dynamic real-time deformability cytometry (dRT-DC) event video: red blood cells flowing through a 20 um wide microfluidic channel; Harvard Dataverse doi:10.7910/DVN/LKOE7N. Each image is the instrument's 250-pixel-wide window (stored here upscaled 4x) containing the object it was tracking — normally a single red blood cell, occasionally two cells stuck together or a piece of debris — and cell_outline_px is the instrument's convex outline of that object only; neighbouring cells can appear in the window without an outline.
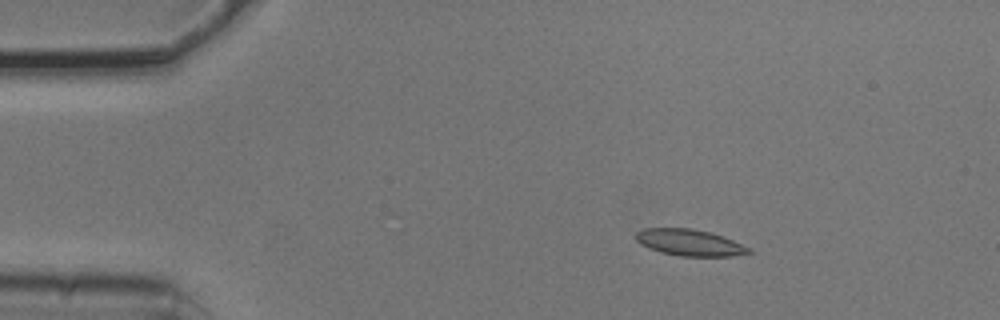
{"species": "common noctule bat (a hibernating species)", "species_latin": "Nyctalus noctula", "temperature_condition": "cold", "stored_images_in_passage": 4, "camera_frame_rate_fps": 3000, "um_per_image_px": 0.085, "animal": {"sex": "male", "body_mass_g": 20.5, "forearm_length_mm": 52.5}, "frame": {"image": 1, "passage_image": 2, "time_ms": 0.333, "image_size_px": [1000, 320], "cell_outline_px": [[752, 252], [732, 256], [680, 256], [660, 252], [648, 248], [640, 244], [636, 240], [636, 232], [644, 228], [692, 228], [712, 232], [752, 248]], "centroid_in_image_um": [58.61, 20.61], "position_along_channel_um": 26.4, "area_um2": 17.51}}